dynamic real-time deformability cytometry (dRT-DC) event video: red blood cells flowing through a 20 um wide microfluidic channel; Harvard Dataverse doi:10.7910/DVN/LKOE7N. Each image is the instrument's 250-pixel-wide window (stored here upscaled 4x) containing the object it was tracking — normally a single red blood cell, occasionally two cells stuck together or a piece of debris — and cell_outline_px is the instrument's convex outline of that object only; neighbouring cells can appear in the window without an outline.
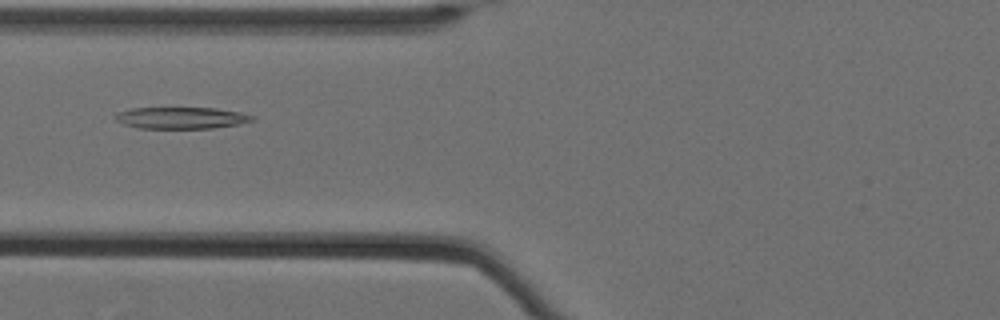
{"species": "Egyptian fruit bat (a non-hibernating species)", "species_latin": "Rousettus aegyptiacus", "temperature_condition": "cold", "stored_images_in_passage": 60, "camera_frame_rate_fps": 3000, "um_per_image_px": 0.085, "animal": {"sex": "female"}, "frame": {"image": 1, "passage_image": 27, "time_ms": 8.667, "image_size_px": [1000, 320], "cell_outline_px": [[256, 120], [240, 124], [212, 128], [136, 128], [124, 124], [116, 120], [116, 116], [120, 112], [132, 108], [216, 108], [240, 112], [256, 116]], "centroid_in_image_um": [15.49, 10.02], "position_along_channel_um": 110.3, "area_um2": 17.22}}
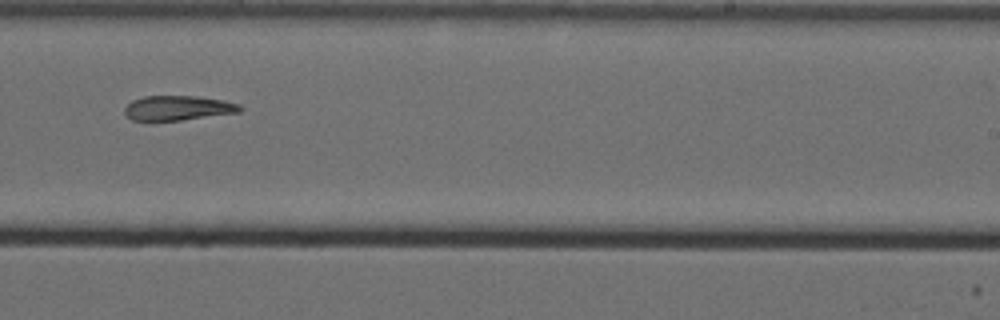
{"frame": {"image": 2, "passage_image": 41, "time_ms": 13.333, "image_size_px": [1000, 320], "cell_outline_px": [[244, 108], [240, 112], [180, 120], [132, 120], [124, 112], [124, 108], [132, 100], [144, 96], [196, 96], [224, 100], [240, 104]], "centroid_in_image_um": [15.15, 9.17], "position_along_channel_um": 273.8, "area_um2": 16.53}}
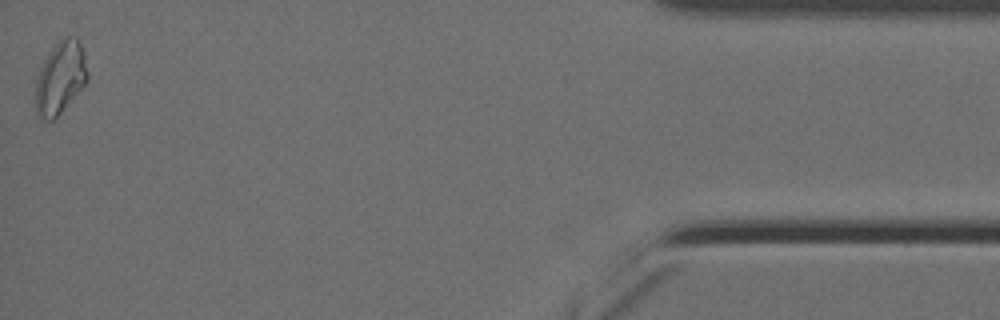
{"frame": {"image": 3, "passage_image": 60, "time_ms": 19.667, "image_size_px": [1000, 320], "cell_outline_px": [[88, 80], [56, 120], [40, 120], [36, 116], [36, 84], [44, 60], [48, 52], [64, 36], [68, 36], [76, 40], [80, 44], [84, 56], [88, 72]], "centroid_in_image_um": [5.12, 6.68], "position_along_channel_um": 430.1, "area_um2": 21.79}}